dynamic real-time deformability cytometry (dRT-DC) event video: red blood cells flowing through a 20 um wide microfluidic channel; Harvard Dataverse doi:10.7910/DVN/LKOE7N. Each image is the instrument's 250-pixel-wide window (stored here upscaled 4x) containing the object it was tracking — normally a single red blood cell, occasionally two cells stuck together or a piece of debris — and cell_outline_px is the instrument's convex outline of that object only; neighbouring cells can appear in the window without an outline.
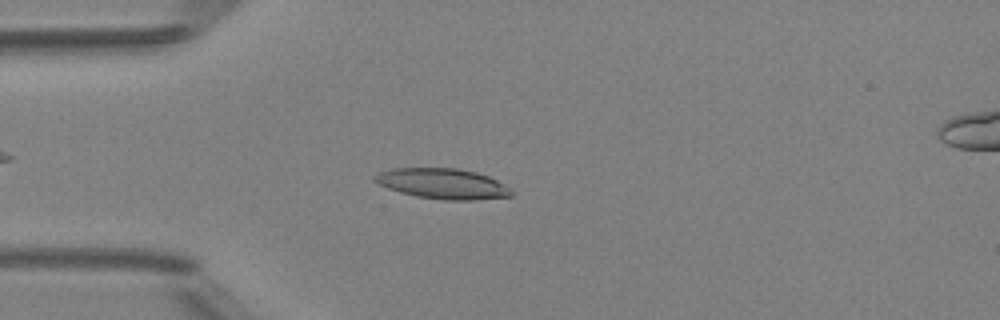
{"species": "Egyptian fruit bat (a non-hibernating species)", "species_latin": "Rousettus aegyptiacus", "temperature_condition": "room temperature", "stored_images_in_passage": 4, "camera_frame_rate_fps": 3000, "um_per_image_px": 0.085, "animal": {"sex": "female"}, "frame": {"image": 1, "passage_image": 3, "time_ms": 2.333, "image_size_px": [1000, 320], "cell_outline_px": [[512, 196], [476, 200], [444, 200], [416, 196], [400, 192], [376, 184], [372, 180], [372, 176], [380, 172], [392, 168], [456, 168], [476, 172], [488, 176], [504, 184], [512, 192]], "centroid_in_image_um": [37.58, 15.61], "position_along_channel_um": 47.4, "area_um2": 24.28}}